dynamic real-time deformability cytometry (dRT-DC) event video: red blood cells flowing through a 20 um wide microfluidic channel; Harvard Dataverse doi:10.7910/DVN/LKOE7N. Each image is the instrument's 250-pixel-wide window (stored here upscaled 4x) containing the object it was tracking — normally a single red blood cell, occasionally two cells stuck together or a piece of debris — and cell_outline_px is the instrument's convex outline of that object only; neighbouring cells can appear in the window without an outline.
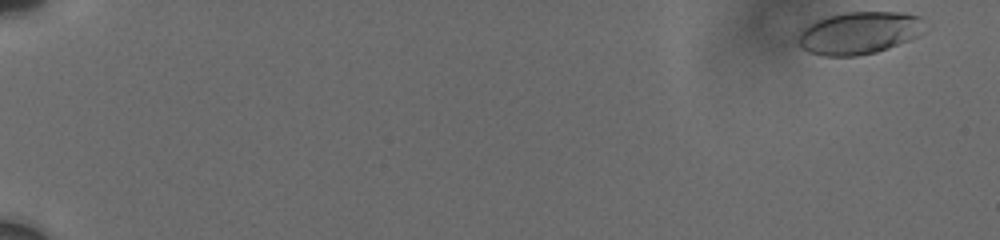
{"species": "human", "species_latin": "Homo sapiens", "temperature_condition": "cold", "stored_images_in_passage": 82, "camera_frame_rate_fps": 3000, "um_per_image_px": 0.085, "donor": {"sex": "male"}, "frame": {"image": 1, "passage_image": 1, "time_ms": 0.0, "image_size_px": [1000, 240], "cell_outline_px": [[924, 20], [916, 36], [908, 40], [888, 48], [876, 52], [856, 56], [824, 56], [808, 52], [796, 40], [800, 32], [808, 24], [816, 20], [828, 16], [848, 12], [900, 12], [920, 16]], "centroid_in_image_um": [72.97, 2.8], "position_along_channel_um": 12.0, "area_um2": 30.92}}
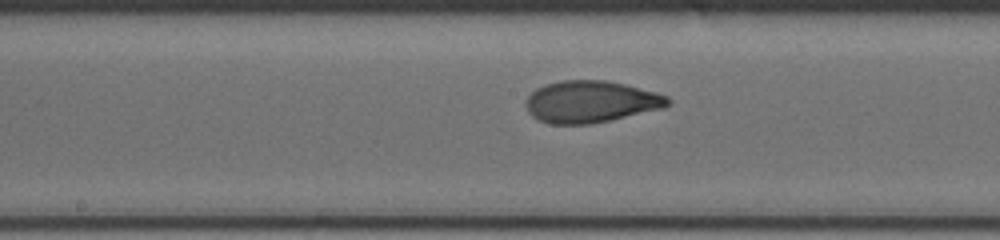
{"frame": {"image": 2, "passage_image": 46, "time_ms": 10.333, "image_size_px": [1000, 240], "cell_outline_px": [[672, 104], [664, 108], [592, 124], [548, 124], [532, 116], [528, 112], [524, 104], [524, 100], [536, 88], [544, 84], [560, 80], [604, 80], [624, 84], [656, 92], [668, 96], [672, 100]], "centroid_in_image_um": [50.21, 8.64], "position_along_channel_um": 198.0, "area_um2": 34.97}}
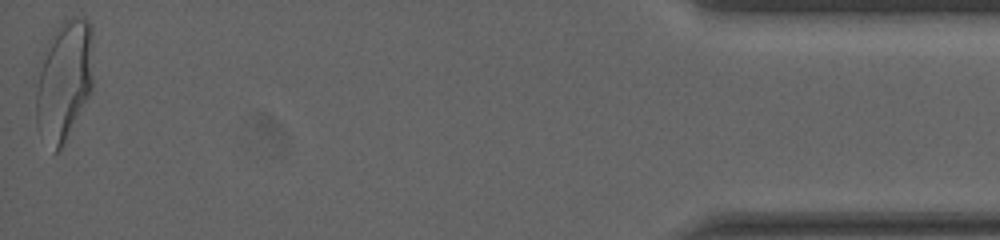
{"frame": {"image": 3, "passage_image": 82, "time_ms": 18.667, "image_size_px": [1000, 240], "cell_outline_px": [[92, 92], [60, 148], [56, 152], [52, 152], [36, 124], [36, 92], [40, 72], [48, 40], [56, 28], [64, 20], [72, 16], [76, 16], [88, 20], [92, 24]], "centroid_in_image_um": [5.48, 6.8], "position_along_channel_um": 429.7, "area_um2": 39.77}, "authors_computed_cell_mechanics": {"area_um2": 34.0153, "velocity_mm_per_s": 3.6942, "shape_relaxation_time_tau1_ms": 4.9077, "shape_relaxation_time_tau2_ms": 1.1548, "deformation_change_tau1": 0.1814, "deformation_change_tau2": 0.0653}}